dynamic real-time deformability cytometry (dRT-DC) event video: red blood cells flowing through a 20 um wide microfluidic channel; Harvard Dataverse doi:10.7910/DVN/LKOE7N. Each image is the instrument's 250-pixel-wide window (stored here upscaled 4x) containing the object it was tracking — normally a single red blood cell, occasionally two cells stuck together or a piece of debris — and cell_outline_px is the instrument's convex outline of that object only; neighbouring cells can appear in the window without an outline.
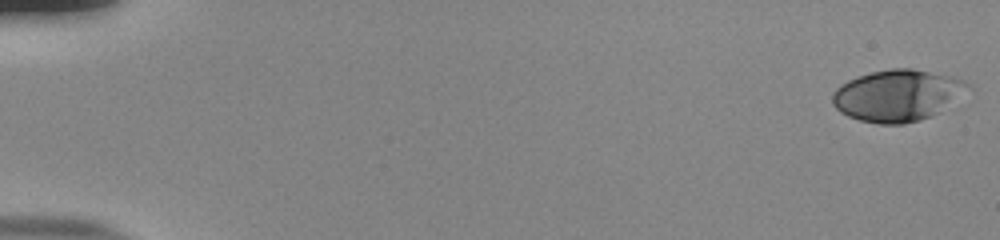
{"species": "human", "species_latin": "Homo sapiens", "temperature_condition": "room temperature", "stored_images_in_passage": 54, "camera_frame_rate_fps": 3000, "um_per_image_px": 0.085, "donor": {"sex": "male"}, "frame": {"image": 1, "passage_image": 1, "time_ms": 0.0, "image_size_px": [1000, 240], "cell_outline_px": [[972, 88], [936, 112], [920, 120], [904, 124], [880, 124], [860, 120], [848, 116], [840, 112], [832, 104], [832, 92], [840, 84], [856, 76], [872, 72], [892, 68], [912, 68], [952, 76], [964, 80]], "centroid_in_image_um": [76.23, 8.1], "position_along_channel_um": 8.8, "area_um2": 40.46}}
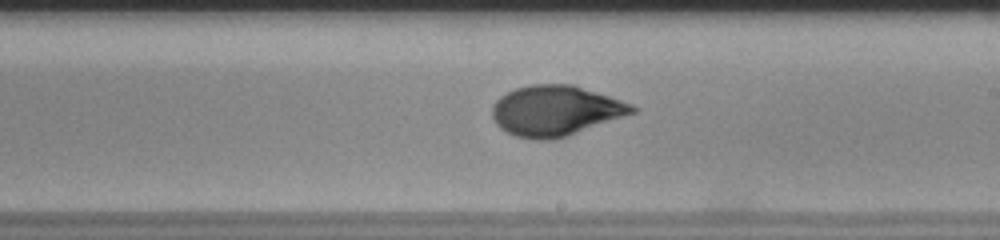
{"frame": {"image": 2, "passage_image": 33, "time_ms": 10.667, "image_size_px": [1000, 240], "cell_outline_px": [[640, 108], [636, 112], [568, 136], [552, 140], [532, 140], [516, 136], [500, 128], [496, 124], [492, 116], [492, 104], [500, 96], [516, 88], [532, 84], [572, 84], [632, 104]], "centroid_in_image_um": [47.21, 9.42], "position_along_channel_um": 241.8, "area_um2": 41.1}}
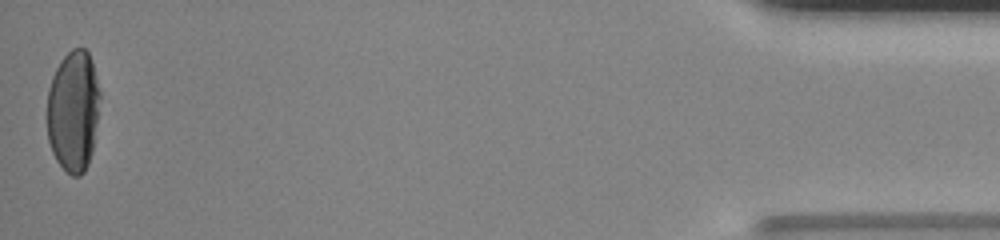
{"frame": {"image": 3, "passage_image": 54, "time_ms": 17.667, "image_size_px": [1000, 240], "cell_outline_px": [[100, 96], [92, 152], [88, 164], [84, 172], [80, 176], [72, 176], [56, 160], [52, 152], [48, 140], [48, 88], [52, 76], [60, 60], [72, 48], [84, 48], [88, 52], [92, 60], [100, 92]], "centroid_in_image_um": [6.23, 9.42], "position_along_channel_um": 429.0, "area_um2": 37.34}, "authors_computed_cell_mechanics": {"area_um2": 39.7086, "velocity_mm_per_s": 3.8427, "shape_relaxation_time_tau1_ms": 5.8203, "shape_relaxation_time_tau2_ms": 0.8825, "deformation_change_tau1": 0.2328, "deformation_change_tau2": 0.0459}}